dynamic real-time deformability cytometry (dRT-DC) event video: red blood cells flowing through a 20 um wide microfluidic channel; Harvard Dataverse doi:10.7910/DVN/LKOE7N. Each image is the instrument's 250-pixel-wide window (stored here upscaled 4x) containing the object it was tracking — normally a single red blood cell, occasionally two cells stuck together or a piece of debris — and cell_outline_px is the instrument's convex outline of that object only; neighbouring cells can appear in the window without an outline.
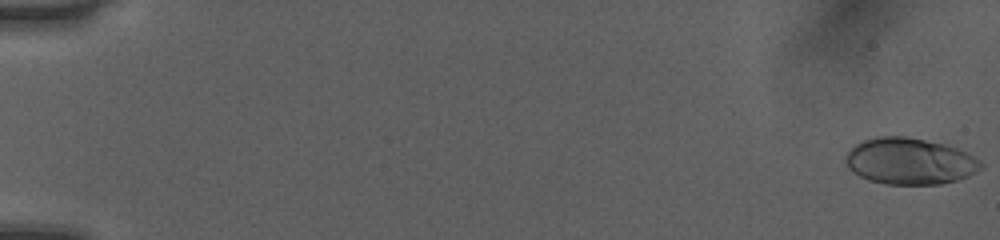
{"species": "human", "species_latin": "Homo sapiens", "temperature_condition": "room temperature", "stored_images_in_passage": 52, "camera_frame_rate_fps": 3000, "um_per_image_px": 0.085, "donor": {"sex": "female"}, "frame": {"image": 1, "passage_image": 1, "time_ms": 0.0, "image_size_px": [1000, 240], "cell_outline_px": [[984, 168], [968, 176], [956, 180], [940, 184], [884, 184], [868, 180], [860, 176], [848, 168], [844, 160], [848, 152], [856, 144], [864, 140], [876, 136], [908, 136], [944, 144], [956, 148], [980, 160], [984, 164]], "centroid_in_image_um": [77.33, 13.7], "position_along_channel_um": 7.7, "area_um2": 36.65}}
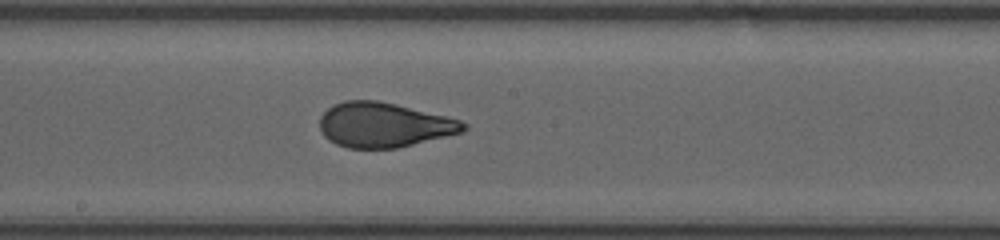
{"frame": {"image": 2, "passage_image": 30, "time_ms": 9.667, "image_size_px": [1000, 240], "cell_outline_px": [[468, 128], [464, 132], [396, 148], [348, 148], [336, 144], [328, 140], [324, 136], [320, 128], [320, 116], [328, 108], [344, 100], [380, 100], [460, 120], [468, 124]], "centroid_in_image_um": [32.63, 10.62], "position_along_channel_um": 215.6, "area_um2": 37.4}}
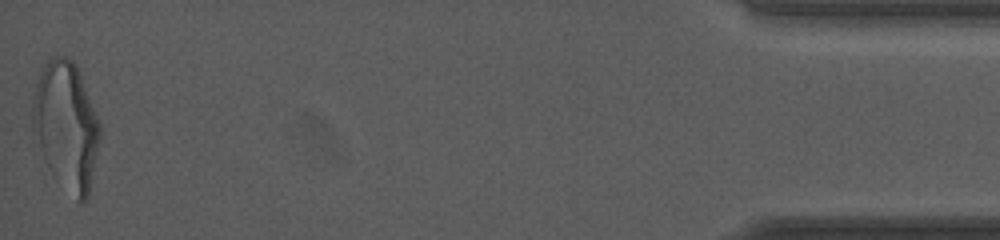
{"frame": {"image": 3, "passage_image": 52, "time_ms": 17.0, "image_size_px": [1000, 240], "cell_outline_px": [[100, 136], [88, 196], [84, 204], [80, 204], [44, 156], [32, 128], [32, 108], [36, 84], [40, 72], [44, 64], [52, 56], [68, 56], [76, 64], [80, 72], [100, 120]], "centroid_in_image_um": [5.66, 10.55], "position_along_channel_um": 429.5, "area_um2": 48.96}, "authors_computed_cell_mechanics": {"area_um2": 37.3388, "velocity_mm_per_s": 4.0603, "shape_relaxation_time_tau1_ms": 5.4446, "shape_relaxation_time_tau2_ms": 0.6816, "deformation_change_tau1": 0.2226, "deformation_change_tau2": 0.0799}}